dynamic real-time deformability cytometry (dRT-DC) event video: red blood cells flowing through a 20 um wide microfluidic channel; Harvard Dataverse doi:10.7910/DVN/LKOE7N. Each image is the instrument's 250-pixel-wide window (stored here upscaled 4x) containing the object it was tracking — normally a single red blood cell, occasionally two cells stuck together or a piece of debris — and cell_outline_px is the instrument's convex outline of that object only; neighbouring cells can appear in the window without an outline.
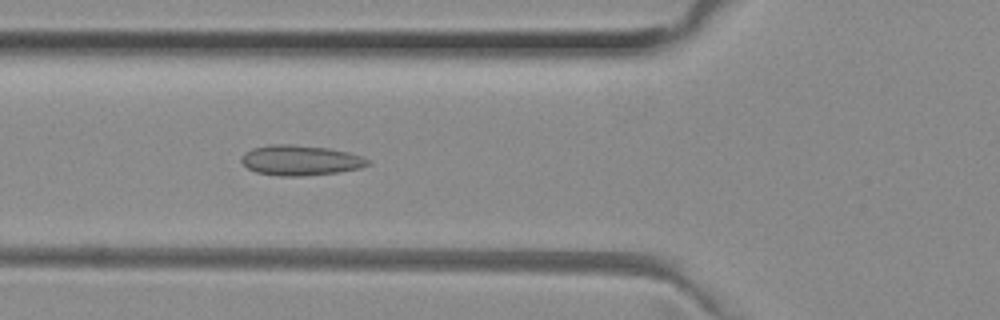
{"species": "common noctule bat (a hibernating species)", "species_latin": "Nyctalus noctula", "temperature_condition": "room temperature", "stored_images_in_passage": 39, "camera_frame_rate_fps": 3000, "um_per_image_px": 0.085, "animal": {"sex": "female", "body_mass_g": 29.2, "forearm_length_mm": 56.3}, "frame": {"image": 1, "passage_image": 7, "time_ms": 2.0, "image_size_px": [1000, 320], "cell_outline_px": [[372, 164], [360, 168], [336, 172], [300, 176], [280, 176], [256, 172], [248, 168], [240, 160], [240, 156], [244, 152], [252, 148], [272, 144], [296, 144], [328, 148], [348, 152], [360, 156], [368, 160]], "centroid_in_image_um": [25.5, 13.61], "position_along_channel_um": 100.3, "area_um2": 22.25}}
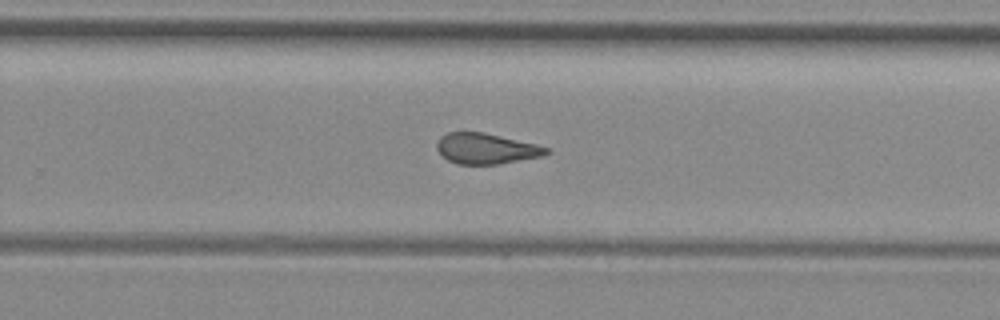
{"frame": {"image": 2, "passage_image": 21, "time_ms": 6.667, "image_size_px": [1000, 320], "cell_outline_px": [[552, 152], [544, 156], [500, 164], [456, 164], [448, 160], [436, 148], [436, 144], [440, 136], [448, 132], [484, 132], [536, 144], [548, 148]], "centroid_in_image_um": [41.34, 12.63], "position_along_channel_um": 288.5, "area_um2": 19.65}}
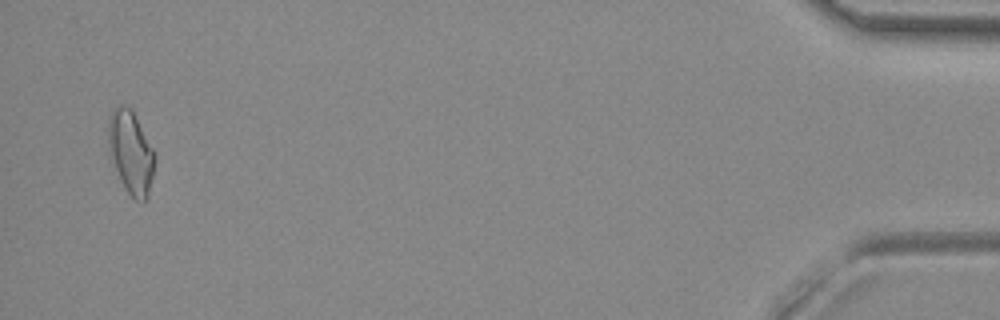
{"frame": {"image": 3, "passage_image": 38, "time_ms": 12.333, "image_size_px": [1000, 320], "cell_outline_px": [[156, 156], [148, 196], [144, 200], [136, 200], [124, 188], [108, 156], [108, 116], [120, 104], [132, 108], [156, 152]], "centroid_in_image_um": [11.11, 12.91], "position_along_channel_um": 424.1, "area_um2": 22.89}, "authors_computed_cell_mechanics": {"area_um2": 20.3456, "velocity_mm_per_s": 4.041, "shape_relaxation_time_tau1_ms": null, "shape_relaxation_time_tau2_ms": 1.7728, "deformation_change_tau1": null, "deformation_change_tau2": 0.0858}}